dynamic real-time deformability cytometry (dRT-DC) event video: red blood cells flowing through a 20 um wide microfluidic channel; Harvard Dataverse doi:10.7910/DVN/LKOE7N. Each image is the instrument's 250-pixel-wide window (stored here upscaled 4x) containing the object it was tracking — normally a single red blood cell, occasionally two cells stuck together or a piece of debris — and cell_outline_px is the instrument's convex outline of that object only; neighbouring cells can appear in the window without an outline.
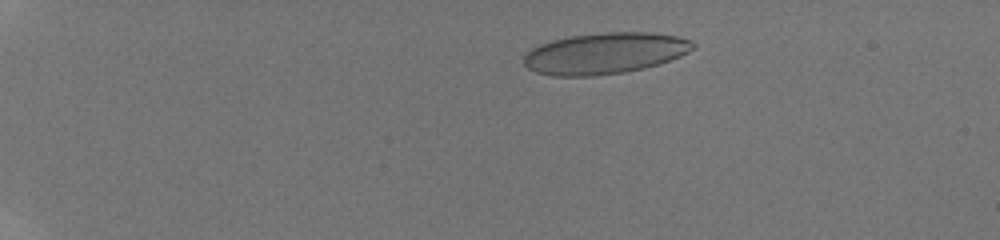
{"species": "human", "species_latin": "Homo sapiens", "temperature_condition": "room temperature", "stored_images_in_passage": 14, "camera_frame_rate_fps": 3000, "um_per_image_px": 0.085, "donor": {"sex": "male"}, "frame": {"image": 1, "passage_image": 8, "time_ms": 3.333, "image_size_px": [1000, 240], "cell_outline_px": [[696, 48], [680, 56], [644, 68], [624, 72], [596, 76], [552, 76], [536, 72], [528, 68], [524, 64], [524, 56], [532, 48], [540, 44], [552, 40], [572, 36], [600, 32], [656, 32], [676, 36], [692, 40], [696, 44]], "centroid_in_image_um": [51.43, 4.52], "position_along_channel_um": 33.6, "area_um2": 40.75}}
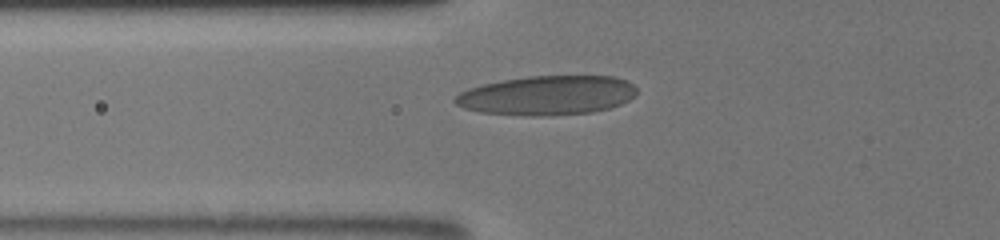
{"frame": {"image": 2, "passage_image": 14, "time_ms": 7.0, "image_size_px": [1000, 240], "cell_outline_px": [[636, 96], [620, 104], [608, 108], [592, 112], [540, 116], [532, 116], [480, 112], [464, 108], [456, 104], [452, 100], [460, 92], [468, 88], [484, 84], [504, 80], [528, 76], [612, 76], [628, 80], [636, 88]], "centroid_in_image_um": [46.51, 8.1], "position_along_channel_um": 79.3, "area_um2": 41.56}}